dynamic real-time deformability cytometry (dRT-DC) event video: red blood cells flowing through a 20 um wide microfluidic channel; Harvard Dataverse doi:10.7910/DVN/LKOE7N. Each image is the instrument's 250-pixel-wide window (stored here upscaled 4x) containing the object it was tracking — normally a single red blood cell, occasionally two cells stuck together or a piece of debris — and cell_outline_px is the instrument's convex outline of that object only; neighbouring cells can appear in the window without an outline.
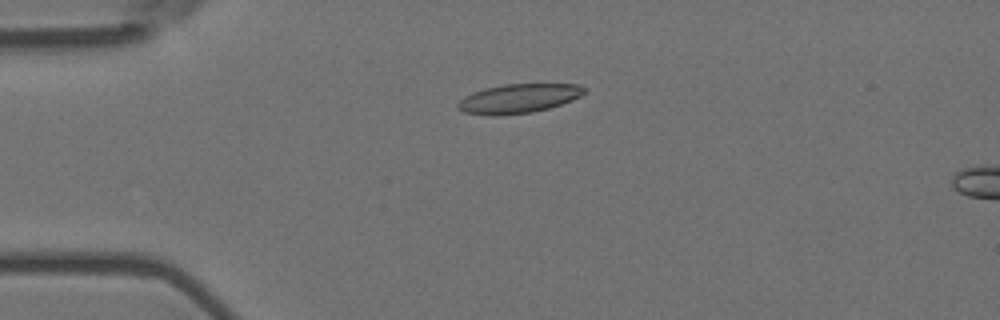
{"species": "Egyptian fruit bat (a non-hibernating species)", "species_latin": "Rousettus aegyptiacus", "temperature_condition": "room temperature", "stored_images_in_passage": 5, "camera_frame_rate_fps": 3000, "um_per_image_px": 0.085, "animal": {"sex": "female"}, "frame": {"image": 1, "passage_image": 4, "time_ms": 1.0, "image_size_px": [1000, 320], "cell_outline_px": [[588, 88], [580, 96], [572, 100], [548, 108], [532, 112], [496, 116], [488, 116], [464, 112], [456, 108], [456, 104], [464, 96], [484, 88], [504, 84], [580, 84]], "centroid_in_image_um": [44.05, 8.37], "position_along_channel_um": 40.9, "area_um2": 21.62}}